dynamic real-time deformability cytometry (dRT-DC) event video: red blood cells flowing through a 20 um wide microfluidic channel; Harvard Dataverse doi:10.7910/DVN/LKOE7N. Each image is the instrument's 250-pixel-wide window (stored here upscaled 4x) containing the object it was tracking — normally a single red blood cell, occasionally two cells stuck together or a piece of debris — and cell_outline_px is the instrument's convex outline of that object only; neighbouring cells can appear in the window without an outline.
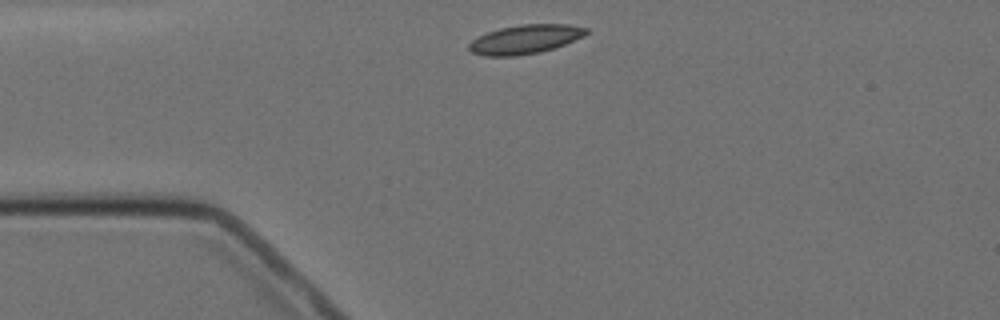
{"species": "Egyptian fruit bat (a non-hibernating species)", "species_latin": "Rousettus aegyptiacus", "temperature_condition": "cold", "stored_images_in_passage": 2, "camera_frame_rate_fps": 3000, "um_per_image_px": 0.085, "animal": {"sex": "female"}, "frame": {"image": 1, "passage_image": 1, "time_ms": 0.0, "image_size_px": [1000, 320], "cell_outline_px": [[588, 32], [584, 36], [564, 44], [540, 52], [516, 56], [484, 56], [472, 52], [468, 48], [468, 44], [472, 40], [488, 32], [500, 28], [524, 24], [568, 24], [588, 28]], "centroid_in_image_um": [44.64, 3.34], "position_along_channel_um": 40.4, "area_um2": 19.65}}